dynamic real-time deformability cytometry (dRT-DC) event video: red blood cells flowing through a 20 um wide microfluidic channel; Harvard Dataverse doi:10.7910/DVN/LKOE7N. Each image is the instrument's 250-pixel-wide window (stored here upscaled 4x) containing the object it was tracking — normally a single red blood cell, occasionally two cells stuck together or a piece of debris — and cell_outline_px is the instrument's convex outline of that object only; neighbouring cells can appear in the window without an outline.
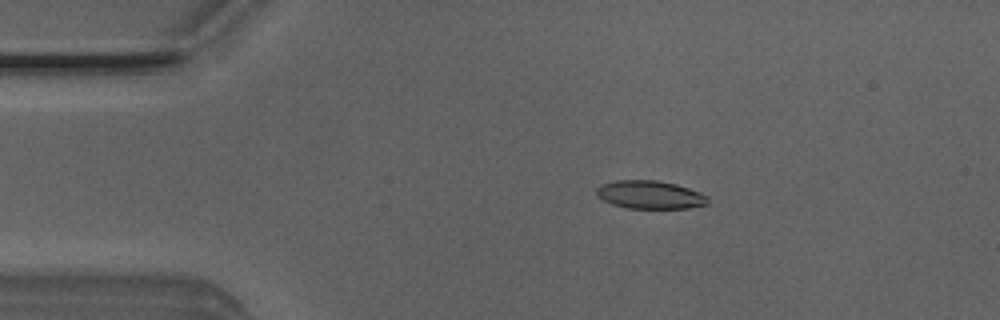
{"species": "Egyptian fruit bat (a non-hibernating species)", "species_latin": "Rousettus aegyptiacus", "temperature_condition": "room temperature", "stored_images_in_passage": 3, "camera_frame_rate_fps": 3000, "um_per_image_px": 0.085, "animal": {"sex": "male"}, "frame": {"image": 1, "passage_image": 2, "time_ms": 0.333, "image_size_px": [1000, 320], "cell_outline_px": [[708, 204], [688, 208], [628, 208], [612, 204], [596, 196], [596, 188], [604, 184], [616, 180], [656, 180], [676, 184], [688, 188], [708, 196]], "centroid_in_image_um": [55.24, 16.55], "position_along_channel_um": 29.8, "area_um2": 18.15}}